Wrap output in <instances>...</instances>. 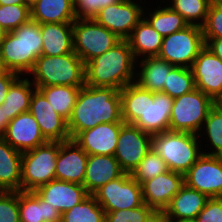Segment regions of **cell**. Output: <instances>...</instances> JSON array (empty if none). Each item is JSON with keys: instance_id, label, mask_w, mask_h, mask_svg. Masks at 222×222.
Returning <instances> with one entry per match:
<instances>
[{"instance_id": "28", "label": "cell", "mask_w": 222, "mask_h": 222, "mask_svg": "<svg viewBox=\"0 0 222 222\" xmlns=\"http://www.w3.org/2000/svg\"><path fill=\"white\" fill-rule=\"evenodd\" d=\"M73 0H38L30 7L31 19L44 23H73L76 20Z\"/></svg>"}, {"instance_id": "12", "label": "cell", "mask_w": 222, "mask_h": 222, "mask_svg": "<svg viewBox=\"0 0 222 222\" xmlns=\"http://www.w3.org/2000/svg\"><path fill=\"white\" fill-rule=\"evenodd\" d=\"M184 184L209 198L222 197V156L203 153L184 175Z\"/></svg>"}, {"instance_id": "30", "label": "cell", "mask_w": 222, "mask_h": 222, "mask_svg": "<svg viewBox=\"0 0 222 222\" xmlns=\"http://www.w3.org/2000/svg\"><path fill=\"white\" fill-rule=\"evenodd\" d=\"M157 6V8L154 7L155 10L151 8L152 11L150 8L145 6L143 10V17L163 37H166L174 32L181 31L189 26L188 22L178 12L174 11L168 5V3L163 5V7L160 5Z\"/></svg>"}, {"instance_id": "49", "label": "cell", "mask_w": 222, "mask_h": 222, "mask_svg": "<svg viewBox=\"0 0 222 222\" xmlns=\"http://www.w3.org/2000/svg\"><path fill=\"white\" fill-rule=\"evenodd\" d=\"M148 222H173L164 212H155Z\"/></svg>"}, {"instance_id": "2", "label": "cell", "mask_w": 222, "mask_h": 222, "mask_svg": "<svg viewBox=\"0 0 222 222\" xmlns=\"http://www.w3.org/2000/svg\"><path fill=\"white\" fill-rule=\"evenodd\" d=\"M136 64L128 41L121 40L85 64V85L121 90L135 82Z\"/></svg>"}, {"instance_id": "41", "label": "cell", "mask_w": 222, "mask_h": 222, "mask_svg": "<svg viewBox=\"0 0 222 222\" xmlns=\"http://www.w3.org/2000/svg\"><path fill=\"white\" fill-rule=\"evenodd\" d=\"M155 211L147 204L132 209L105 212V222H148Z\"/></svg>"}, {"instance_id": "43", "label": "cell", "mask_w": 222, "mask_h": 222, "mask_svg": "<svg viewBox=\"0 0 222 222\" xmlns=\"http://www.w3.org/2000/svg\"><path fill=\"white\" fill-rule=\"evenodd\" d=\"M76 19H93L98 12L122 0H73Z\"/></svg>"}, {"instance_id": "27", "label": "cell", "mask_w": 222, "mask_h": 222, "mask_svg": "<svg viewBox=\"0 0 222 222\" xmlns=\"http://www.w3.org/2000/svg\"><path fill=\"white\" fill-rule=\"evenodd\" d=\"M22 152L0 137V191H21Z\"/></svg>"}, {"instance_id": "3", "label": "cell", "mask_w": 222, "mask_h": 222, "mask_svg": "<svg viewBox=\"0 0 222 222\" xmlns=\"http://www.w3.org/2000/svg\"><path fill=\"white\" fill-rule=\"evenodd\" d=\"M200 141L197 134L168 130L152 135L151 148L169 170L185 175L203 154Z\"/></svg>"}, {"instance_id": "51", "label": "cell", "mask_w": 222, "mask_h": 222, "mask_svg": "<svg viewBox=\"0 0 222 222\" xmlns=\"http://www.w3.org/2000/svg\"><path fill=\"white\" fill-rule=\"evenodd\" d=\"M173 222H197L196 218L180 219Z\"/></svg>"}, {"instance_id": "6", "label": "cell", "mask_w": 222, "mask_h": 222, "mask_svg": "<svg viewBox=\"0 0 222 222\" xmlns=\"http://www.w3.org/2000/svg\"><path fill=\"white\" fill-rule=\"evenodd\" d=\"M59 142H47L22 152L21 191H35L55 179Z\"/></svg>"}, {"instance_id": "25", "label": "cell", "mask_w": 222, "mask_h": 222, "mask_svg": "<svg viewBox=\"0 0 222 222\" xmlns=\"http://www.w3.org/2000/svg\"><path fill=\"white\" fill-rule=\"evenodd\" d=\"M20 222H61V213L35 191H19Z\"/></svg>"}, {"instance_id": "18", "label": "cell", "mask_w": 222, "mask_h": 222, "mask_svg": "<svg viewBox=\"0 0 222 222\" xmlns=\"http://www.w3.org/2000/svg\"><path fill=\"white\" fill-rule=\"evenodd\" d=\"M88 154L73 140L59 142L55 179L83 185Z\"/></svg>"}, {"instance_id": "45", "label": "cell", "mask_w": 222, "mask_h": 222, "mask_svg": "<svg viewBox=\"0 0 222 222\" xmlns=\"http://www.w3.org/2000/svg\"><path fill=\"white\" fill-rule=\"evenodd\" d=\"M196 220L197 222H222V197L209 198Z\"/></svg>"}, {"instance_id": "20", "label": "cell", "mask_w": 222, "mask_h": 222, "mask_svg": "<svg viewBox=\"0 0 222 222\" xmlns=\"http://www.w3.org/2000/svg\"><path fill=\"white\" fill-rule=\"evenodd\" d=\"M35 192L61 214L82 202L89 195L83 185L58 179L41 185Z\"/></svg>"}, {"instance_id": "56", "label": "cell", "mask_w": 222, "mask_h": 222, "mask_svg": "<svg viewBox=\"0 0 222 222\" xmlns=\"http://www.w3.org/2000/svg\"><path fill=\"white\" fill-rule=\"evenodd\" d=\"M159 1H160V3H161L162 0H159ZM165 1L167 2V0H163L160 5H162L163 3H166Z\"/></svg>"}, {"instance_id": "36", "label": "cell", "mask_w": 222, "mask_h": 222, "mask_svg": "<svg viewBox=\"0 0 222 222\" xmlns=\"http://www.w3.org/2000/svg\"><path fill=\"white\" fill-rule=\"evenodd\" d=\"M61 222H105V211L93 195L61 214Z\"/></svg>"}, {"instance_id": "50", "label": "cell", "mask_w": 222, "mask_h": 222, "mask_svg": "<svg viewBox=\"0 0 222 222\" xmlns=\"http://www.w3.org/2000/svg\"><path fill=\"white\" fill-rule=\"evenodd\" d=\"M25 4L24 0H0V5Z\"/></svg>"}, {"instance_id": "33", "label": "cell", "mask_w": 222, "mask_h": 222, "mask_svg": "<svg viewBox=\"0 0 222 222\" xmlns=\"http://www.w3.org/2000/svg\"><path fill=\"white\" fill-rule=\"evenodd\" d=\"M81 87L56 85L36 88L44 94L52 108L68 121Z\"/></svg>"}, {"instance_id": "19", "label": "cell", "mask_w": 222, "mask_h": 222, "mask_svg": "<svg viewBox=\"0 0 222 222\" xmlns=\"http://www.w3.org/2000/svg\"><path fill=\"white\" fill-rule=\"evenodd\" d=\"M123 124L101 123L92 129L79 132L73 140L88 155H114Z\"/></svg>"}, {"instance_id": "40", "label": "cell", "mask_w": 222, "mask_h": 222, "mask_svg": "<svg viewBox=\"0 0 222 222\" xmlns=\"http://www.w3.org/2000/svg\"><path fill=\"white\" fill-rule=\"evenodd\" d=\"M30 18V7L26 4L0 5V27L5 32H12Z\"/></svg>"}, {"instance_id": "42", "label": "cell", "mask_w": 222, "mask_h": 222, "mask_svg": "<svg viewBox=\"0 0 222 222\" xmlns=\"http://www.w3.org/2000/svg\"><path fill=\"white\" fill-rule=\"evenodd\" d=\"M0 222H20L19 191H0Z\"/></svg>"}, {"instance_id": "39", "label": "cell", "mask_w": 222, "mask_h": 222, "mask_svg": "<svg viewBox=\"0 0 222 222\" xmlns=\"http://www.w3.org/2000/svg\"><path fill=\"white\" fill-rule=\"evenodd\" d=\"M167 171H169L167 164L151 148L130 175L142 185L145 181L164 174Z\"/></svg>"}, {"instance_id": "11", "label": "cell", "mask_w": 222, "mask_h": 222, "mask_svg": "<svg viewBox=\"0 0 222 222\" xmlns=\"http://www.w3.org/2000/svg\"><path fill=\"white\" fill-rule=\"evenodd\" d=\"M152 135L133 124L124 123L114 156L125 173L131 174L151 149Z\"/></svg>"}, {"instance_id": "29", "label": "cell", "mask_w": 222, "mask_h": 222, "mask_svg": "<svg viewBox=\"0 0 222 222\" xmlns=\"http://www.w3.org/2000/svg\"><path fill=\"white\" fill-rule=\"evenodd\" d=\"M26 77V78H25ZM35 85L28 76H19L10 86L2 105L9 120L17 115L28 112Z\"/></svg>"}, {"instance_id": "35", "label": "cell", "mask_w": 222, "mask_h": 222, "mask_svg": "<svg viewBox=\"0 0 222 222\" xmlns=\"http://www.w3.org/2000/svg\"><path fill=\"white\" fill-rule=\"evenodd\" d=\"M204 135L205 137L202 138ZM198 136L200 140H208L207 142L204 141V143H209L207 146L206 144L204 145L205 150L202 151L204 154L222 156V110L216 104L207 115V118L204 121L203 127ZM206 148L209 149V151L206 150Z\"/></svg>"}, {"instance_id": "1", "label": "cell", "mask_w": 222, "mask_h": 222, "mask_svg": "<svg viewBox=\"0 0 222 222\" xmlns=\"http://www.w3.org/2000/svg\"><path fill=\"white\" fill-rule=\"evenodd\" d=\"M101 123H124L120 90L84 85L80 88L67 121L71 139L79 132L92 129Z\"/></svg>"}, {"instance_id": "13", "label": "cell", "mask_w": 222, "mask_h": 222, "mask_svg": "<svg viewBox=\"0 0 222 222\" xmlns=\"http://www.w3.org/2000/svg\"><path fill=\"white\" fill-rule=\"evenodd\" d=\"M29 112L36 119L47 141L64 142L71 139L67 120L52 108L44 94L37 88L32 94Z\"/></svg>"}, {"instance_id": "34", "label": "cell", "mask_w": 222, "mask_h": 222, "mask_svg": "<svg viewBox=\"0 0 222 222\" xmlns=\"http://www.w3.org/2000/svg\"><path fill=\"white\" fill-rule=\"evenodd\" d=\"M120 95L122 120L126 124H134L145 112L146 90L134 82L121 89Z\"/></svg>"}, {"instance_id": "47", "label": "cell", "mask_w": 222, "mask_h": 222, "mask_svg": "<svg viewBox=\"0 0 222 222\" xmlns=\"http://www.w3.org/2000/svg\"><path fill=\"white\" fill-rule=\"evenodd\" d=\"M205 46L222 60V38H204Z\"/></svg>"}, {"instance_id": "8", "label": "cell", "mask_w": 222, "mask_h": 222, "mask_svg": "<svg viewBox=\"0 0 222 222\" xmlns=\"http://www.w3.org/2000/svg\"><path fill=\"white\" fill-rule=\"evenodd\" d=\"M205 47L202 27L189 25L181 31L163 37L157 57L176 67L191 68L199 52Z\"/></svg>"}, {"instance_id": "58", "label": "cell", "mask_w": 222, "mask_h": 222, "mask_svg": "<svg viewBox=\"0 0 222 222\" xmlns=\"http://www.w3.org/2000/svg\"><path fill=\"white\" fill-rule=\"evenodd\" d=\"M221 98H222V82H221Z\"/></svg>"}, {"instance_id": "57", "label": "cell", "mask_w": 222, "mask_h": 222, "mask_svg": "<svg viewBox=\"0 0 222 222\" xmlns=\"http://www.w3.org/2000/svg\"><path fill=\"white\" fill-rule=\"evenodd\" d=\"M3 71V68H2V65H1V62H0V73Z\"/></svg>"}, {"instance_id": "10", "label": "cell", "mask_w": 222, "mask_h": 222, "mask_svg": "<svg viewBox=\"0 0 222 222\" xmlns=\"http://www.w3.org/2000/svg\"><path fill=\"white\" fill-rule=\"evenodd\" d=\"M137 1V0H136ZM122 0L101 9L93 18L110 32L115 33L122 40H126L135 26L143 18L146 2L142 0ZM141 4V5H140ZM143 4V5H142Z\"/></svg>"}, {"instance_id": "44", "label": "cell", "mask_w": 222, "mask_h": 222, "mask_svg": "<svg viewBox=\"0 0 222 222\" xmlns=\"http://www.w3.org/2000/svg\"><path fill=\"white\" fill-rule=\"evenodd\" d=\"M201 27L204 38H222V6L211 3Z\"/></svg>"}, {"instance_id": "31", "label": "cell", "mask_w": 222, "mask_h": 222, "mask_svg": "<svg viewBox=\"0 0 222 222\" xmlns=\"http://www.w3.org/2000/svg\"><path fill=\"white\" fill-rule=\"evenodd\" d=\"M20 38L25 46V76L33 69L37 58L42 54V34L40 31V23L33 19L12 31Z\"/></svg>"}, {"instance_id": "23", "label": "cell", "mask_w": 222, "mask_h": 222, "mask_svg": "<svg viewBox=\"0 0 222 222\" xmlns=\"http://www.w3.org/2000/svg\"><path fill=\"white\" fill-rule=\"evenodd\" d=\"M40 31L41 55L59 56L74 51L72 23H44L40 24Z\"/></svg>"}, {"instance_id": "21", "label": "cell", "mask_w": 222, "mask_h": 222, "mask_svg": "<svg viewBox=\"0 0 222 222\" xmlns=\"http://www.w3.org/2000/svg\"><path fill=\"white\" fill-rule=\"evenodd\" d=\"M125 172L114 155H88L83 186L89 195Z\"/></svg>"}, {"instance_id": "54", "label": "cell", "mask_w": 222, "mask_h": 222, "mask_svg": "<svg viewBox=\"0 0 222 222\" xmlns=\"http://www.w3.org/2000/svg\"><path fill=\"white\" fill-rule=\"evenodd\" d=\"M211 3L222 6V0H211Z\"/></svg>"}, {"instance_id": "37", "label": "cell", "mask_w": 222, "mask_h": 222, "mask_svg": "<svg viewBox=\"0 0 222 222\" xmlns=\"http://www.w3.org/2000/svg\"><path fill=\"white\" fill-rule=\"evenodd\" d=\"M167 3L189 25L202 26L205 23L211 0H168Z\"/></svg>"}, {"instance_id": "55", "label": "cell", "mask_w": 222, "mask_h": 222, "mask_svg": "<svg viewBox=\"0 0 222 222\" xmlns=\"http://www.w3.org/2000/svg\"><path fill=\"white\" fill-rule=\"evenodd\" d=\"M217 106H219L222 110V98L216 103Z\"/></svg>"}, {"instance_id": "4", "label": "cell", "mask_w": 222, "mask_h": 222, "mask_svg": "<svg viewBox=\"0 0 222 222\" xmlns=\"http://www.w3.org/2000/svg\"><path fill=\"white\" fill-rule=\"evenodd\" d=\"M27 76L35 87L84 86L85 64L74 51L59 56L41 55Z\"/></svg>"}, {"instance_id": "7", "label": "cell", "mask_w": 222, "mask_h": 222, "mask_svg": "<svg viewBox=\"0 0 222 222\" xmlns=\"http://www.w3.org/2000/svg\"><path fill=\"white\" fill-rule=\"evenodd\" d=\"M74 52L84 64L113 48L122 39L94 19H76L72 23Z\"/></svg>"}, {"instance_id": "48", "label": "cell", "mask_w": 222, "mask_h": 222, "mask_svg": "<svg viewBox=\"0 0 222 222\" xmlns=\"http://www.w3.org/2000/svg\"><path fill=\"white\" fill-rule=\"evenodd\" d=\"M9 122L10 120L6 115V111L4 110V105H0V137H2L3 134L5 133Z\"/></svg>"}, {"instance_id": "5", "label": "cell", "mask_w": 222, "mask_h": 222, "mask_svg": "<svg viewBox=\"0 0 222 222\" xmlns=\"http://www.w3.org/2000/svg\"><path fill=\"white\" fill-rule=\"evenodd\" d=\"M215 104L213 98L196 88L191 92L174 98L169 130L198 135L207 115Z\"/></svg>"}, {"instance_id": "53", "label": "cell", "mask_w": 222, "mask_h": 222, "mask_svg": "<svg viewBox=\"0 0 222 222\" xmlns=\"http://www.w3.org/2000/svg\"><path fill=\"white\" fill-rule=\"evenodd\" d=\"M4 34H5V31L0 27V44H1V41L3 40Z\"/></svg>"}, {"instance_id": "24", "label": "cell", "mask_w": 222, "mask_h": 222, "mask_svg": "<svg viewBox=\"0 0 222 222\" xmlns=\"http://www.w3.org/2000/svg\"><path fill=\"white\" fill-rule=\"evenodd\" d=\"M136 63L135 83L151 92H163L164 82L175 66L157 56L145 57Z\"/></svg>"}, {"instance_id": "38", "label": "cell", "mask_w": 222, "mask_h": 222, "mask_svg": "<svg viewBox=\"0 0 222 222\" xmlns=\"http://www.w3.org/2000/svg\"><path fill=\"white\" fill-rule=\"evenodd\" d=\"M195 82L191 68L174 67L164 82L163 93L177 98L195 89Z\"/></svg>"}, {"instance_id": "14", "label": "cell", "mask_w": 222, "mask_h": 222, "mask_svg": "<svg viewBox=\"0 0 222 222\" xmlns=\"http://www.w3.org/2000/svg\"><path fill=\"white\" fill-rule=\"evenodd\" d=\"M196 89L217 103L221 99L222 60L206 46L191 66Z\"/></svg>"}, {"instance_id": "22", "label": "cell", "mask_w": 222, "mask_h": 222, "mask_svg": "<svg viewBox=\"0 0 222 222\" xmlns=\"http://www.w3.org/2000/svg\"><path fill=\"white\" fill-rule=\"evenodd\" d=\"M209 197L185 184L173 196L164 213L173 221L196 218Z\"/></svg>"}, {"instance_id": "32", "label": "cell", "mask_w": 222, "mask_h": 222, "mask_svg": "<svg viewBox=\"0 0 222 222\" xmlns=\"http://www.w3.org/2000/svg\"><path fill=\"white\" fill-rule=\"evenodd\" d=\"M0 62L3 70L20 76L25 74V46L13 32H5L0 44Z\"/></svg>"}, {"instance_id": "46", "label": "cell", "mask_w": 222, "mask_h": 222, "mask_svg": "<svg viewBox=\"0 0 222 222\" xmlns=\"http://www.w3.org/2000/svg\"><path fill=\"white\" fill-rule=\"evenodd\" d=\"M20 75L12 72L3 70L0 73V105L3 104L5 97L7 96L8 90L11 84L19 77Z\"/></svg>"}, {"instance_id": "16", "label": "cell", "mask_w": 222, "mask_h": 222, "mask_svg": "<svg viewBox=\"0 0 222 222\" xmlns=\"http://www.w3.org/2000/svg\"><path fill=\"white\" fill-rule=\"evenodd\" d=\"M173 98L163 92L146 90V108L133 124L151 135L169 130Z\"/></svg>"}, {"instance_id": "52", "label": "cell", "mask_w": 222, "mask_h": 222, "mask_svg": "<svg viewBox=\"0 0 222 222\" xmlns=\"http://www.w3.org/2000/svg\"><path fill=\"white\" fill-rule=\"evenodd\" d=\"M38 0H24L25 4L31 7L33 4H35Z\"/></svg>"}, {"instance_id": "15", "label": "cell", "mask_w": 222, "mask_h": 222, "mask_svg": "<svg viewBox=\"0 0 222 222\" xmlns=\"http://www.w3.org/2000/svg\"><path fill=\"white\" fill-rule=\"evenodd\" d=\"M183 185L184 175L169 170L141 185L143 203L155 212H164L173 196Z\"/></svg>"}, {"instance_id": "9", "label": "cell", "mask_w": 222, "mask_h": 222, "mask_svg": "<svg viewBox=\"0 0 222 222\" xmlns=\"http://www.w3.org/2000/svg\"><path fill=\"white\" fill-rule=\"evenodd\" d=\"M93 196L105 212L137 208L143 204L142 186L128 173L103 185Z\"/></svg>"}, {"instance_id": "17", "label": "cell", "mask_w": 222, "mask_h": 222, "mask_svg": "<svg viewBox=\"0 0 222 222\" xmlns=\"http://www.w3.org/2000/svg\"><path fill=\"white\" fill-rule=\"evenodd\" d=\"M2 138L20 152L34 149L48 142L42 135L36 119L29 111L10 120Z\"/></svg>"}, {"instance_id": "26", "label": "cell", "mask_w": 222, "mask_h": 222, "mask_svg": "<svg viewBox=\"0 0 222 222\" xmlns=\"http://www.w3.org/2000/svg\"><path fill=\"white\" fill-rule=\"evenodd\" d=\"M126 40L132 49L135 60L139 61L145 57L158 56L163 36L143 17Z\"/></svg>"}]
</instances>
